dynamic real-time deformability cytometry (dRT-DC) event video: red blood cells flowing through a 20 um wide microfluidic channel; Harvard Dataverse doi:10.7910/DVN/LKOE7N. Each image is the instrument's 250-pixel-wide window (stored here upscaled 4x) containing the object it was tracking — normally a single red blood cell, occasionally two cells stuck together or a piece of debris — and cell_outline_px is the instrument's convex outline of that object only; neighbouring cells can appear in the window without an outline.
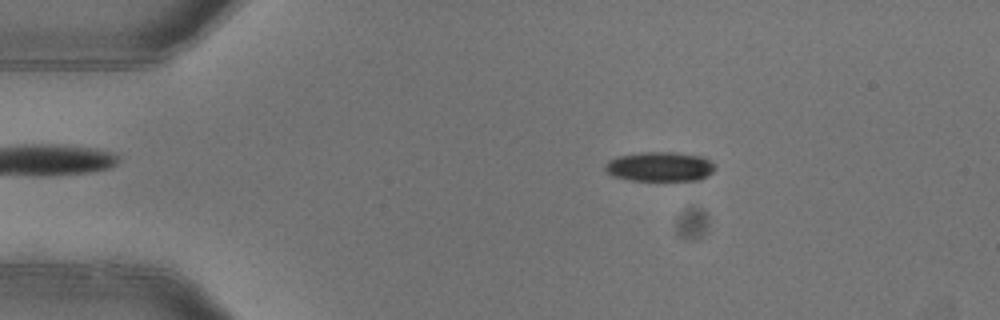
{"species": "common noctule bat (a hibernating species)", "species_latin": "Nyctalus noctula", "temperature_condition": "warm", "stored_images_in_passage": 4, "camera_frame_rate_fps": 3000, "um_per_image_px": 0.085, "animal": {"sex": "female"}, "frame": {"image": 1, "passage_image": 3, "time_ms": 0.667, "image_size_px": [1000, 320], "cell_outline_px": [[716, 168], [708, 176], [700, 180], [628, 180], [612, 176], [604, 168], [604, 164], [608, 160], [616, 156], [640, 152], [672, 152], [704, 156]], "centroid_in_image_um": [56.05, 14.16], "position_along_channel_um": 28.9, "area_um2": 19.07}}